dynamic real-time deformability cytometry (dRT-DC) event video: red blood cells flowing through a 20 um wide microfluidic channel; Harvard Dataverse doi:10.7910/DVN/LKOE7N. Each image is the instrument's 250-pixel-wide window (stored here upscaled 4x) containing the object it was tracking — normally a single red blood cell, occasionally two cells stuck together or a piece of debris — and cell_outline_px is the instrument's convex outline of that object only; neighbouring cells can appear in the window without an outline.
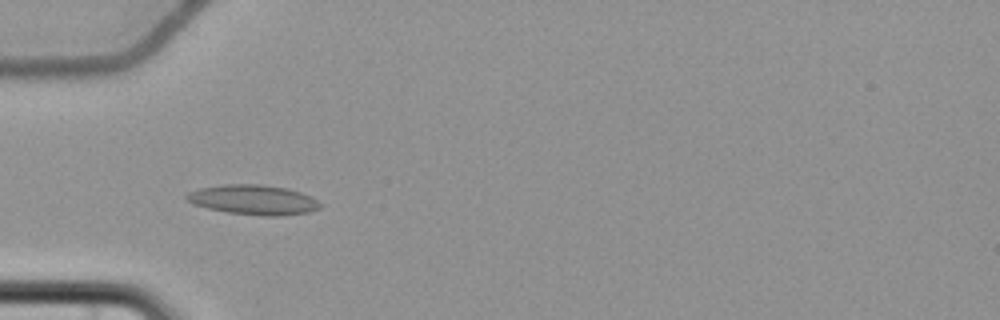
{"species": "common noctule bat (a hibernating species)", "species_latin": "Nyctalus noctula", "temperature_condition": "cold", "stored_images_in_passage": 10, "camera_frame_rate_fps": 3000, "um_per_image_px": 0.085, "animal": {"sex": "female", "body_mass_g": 22.7, "forearm_length_mm": 54.2}, "frame": {"image": 1, "passage_image": 5, "time_ms": 5.667, "image_size_px": [1000, 320], "cell_outline_px": [[324, 204], [320, 208], [308, 212], [280, 216], [264, 216], [228, 212], [208, 208], [192, 204], [184, 196], [188, 192], [200, 188], [224, 184], [260, 184], [288, 188], [312, 196]], "centroid_in_image_um": [21.57, 16.98], "position_along_channel_um": 63.4, "area_um2": 23.35}}
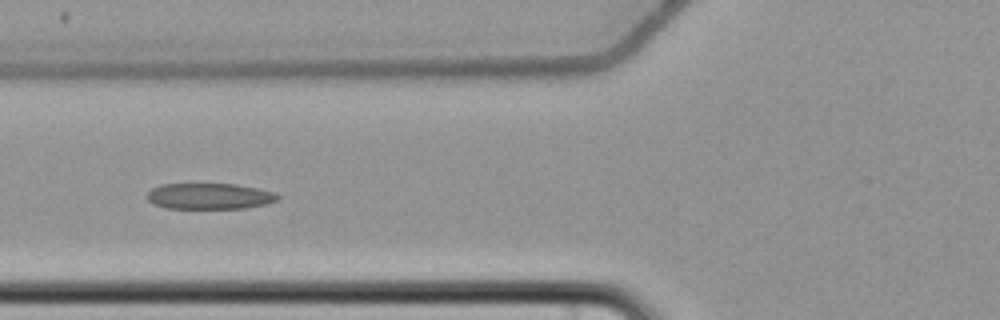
{"frame": {"image": 2, "passage_image": 6, "time_ms": 7.0, "image_size_px": [1000, 320], "cell_outline_px": [[280, 196], [276, 200], [264, 204], [244, 208], [164, 208], [148, 200], [148, 192], [152, 188], [160, 184], [236, 184], [276, 192]], "centroid_in_image_um": [17.8, 16.67], "position_along_channel_um": 108.0, "area_um2": 19.59}}
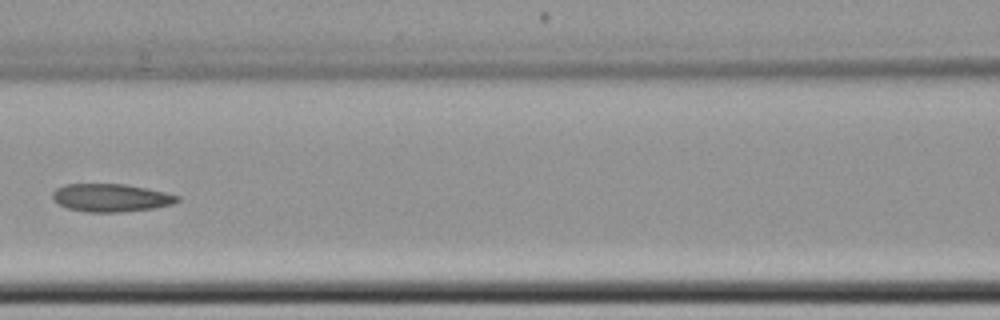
{"frame": {"image": 3, "passage_image": 7, "time_ms": 8.333, "image_size_px": [1000, 320], "cell_outline_px": [[180, 200], [172, 204], [152, 208], [120, 212], [84, 212], [68, 208], [52, 200], [52, 192], [56, 188], [64, 184], [128, 184], [148, 188], [180, 196]], "centroid_in_image_um": [9.41, 16.8], "position_along_channel_um": 157.2, "area_um2": 20.4}}